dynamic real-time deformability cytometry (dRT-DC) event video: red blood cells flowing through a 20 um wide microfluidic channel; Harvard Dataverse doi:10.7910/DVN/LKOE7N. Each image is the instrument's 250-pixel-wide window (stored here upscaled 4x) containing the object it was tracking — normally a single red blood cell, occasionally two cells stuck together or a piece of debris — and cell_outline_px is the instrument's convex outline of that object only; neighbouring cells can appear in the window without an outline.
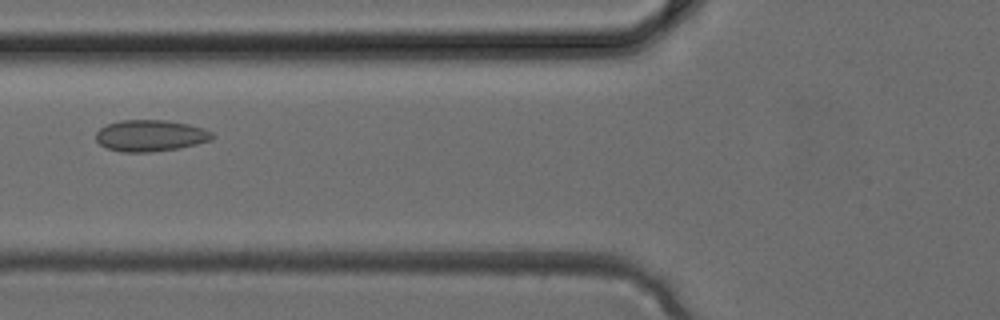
{"species": "common noctule bat (a hibernating species)", "species_latin": "Nyctalus noctula", "temperature_condition": "cold", "stored_images_in_passage": 5, "camera_frame_rate_fps": 3000, "um_per_image_px": 0.085, "animal": {"sex": "female", "body_mass_g": 24.6, "forearm_length_mm": 56.2}, "frame": {"image": 1, "passage_image": 5, "time_ms": 1.333, "image_size_px": [1000, 320], "cell_outline_px": [[216, 136], [212, 140], [180, 148], [152, 152], [124, 152], [108, 148], [100, 144], [96, 140], [96, 132], [100, 128], [108, 124], [120, 120], [168, 120], [188, 124], [204, 128], [212, 132]], "centroid_in_image_um": [12.82, 11.52], "position_along_channel_um": 113.0, "area_um2": 21.44}}